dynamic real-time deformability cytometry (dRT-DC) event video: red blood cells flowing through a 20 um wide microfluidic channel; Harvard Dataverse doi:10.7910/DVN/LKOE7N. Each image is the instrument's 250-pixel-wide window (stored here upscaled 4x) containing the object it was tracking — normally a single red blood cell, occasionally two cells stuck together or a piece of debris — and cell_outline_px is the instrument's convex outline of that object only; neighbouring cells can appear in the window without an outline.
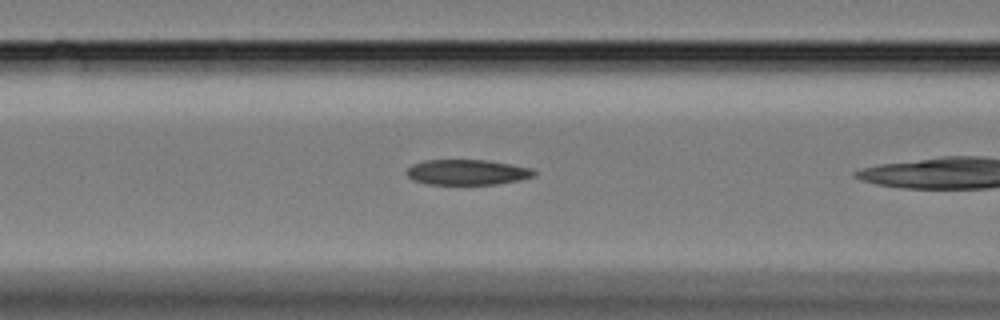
{"species": "Egyptian fruit bat (a non-hibernating species)", "species_latin": "Rousettus aegyptiacus", "temperature_condition": "cold", "stored_images_in_passage": 31, "segment_of_instrument_passage": [2, 2], "camera_frame_rate_fps": 3000, "um_per_image_px": 0.085, "animal": {"sex": "female"}, "frame": {"image": 1, "passage_image": 8, "time_ms": 2.333, "image_size_px": [1000, 320], "cell_outline_px": [[536, 176], [520, 180], [496, 184], [428, 184], [412, 180], [404, 172], [412, 164], [424, 160], [484, 160], [512, 164], [528, 168], [536, 172]], "centroid_in_image_um": [39.68, 14.64], "position_along_channel_um": 126.9, "area_um2": 18.84}}
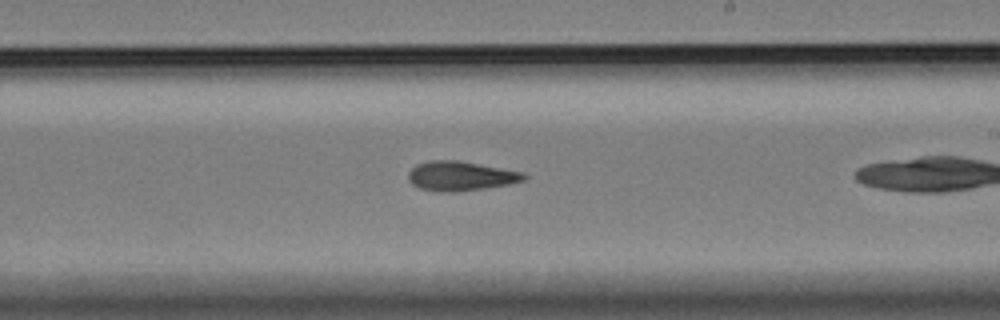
{"frame": {"image": 2, "passage_image": 19, "time_ms": 6.0, "image_size_px": [1000, 320], "cell_outline_px": [[528, 176], [524, 180], [508, 184], [484, 188], [452, 192], [440, 192], [420, 188], [412, 184], [408, 180], [408, 172], [416, 164], [428, 160], [456, 160], [524, 172]], "centroid_in_image_um": [39.12, 14.95], "position_along_channel_um": 249.9, "area_um2": 19.77}}
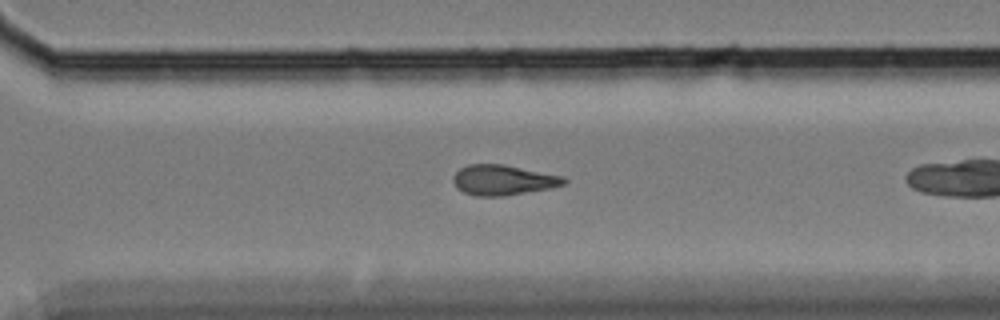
{"frame": {"image": 3, "passage_image": 26, "time_ms": 8.333, "image_size_px": [1000, 320], "cell_outline_px": [[568, 180], [564, 184], [548, 188], [504, 196], [476, 196], [464, 192], [456, 188], [452, 180], [452, 176], [460, 168], [468, 164], [504, 164], [564, 176]], "centroid_in_image_um": [42.73, 15.29], "position_along_channel_um": 327.9, "area_um2": 19.54}}